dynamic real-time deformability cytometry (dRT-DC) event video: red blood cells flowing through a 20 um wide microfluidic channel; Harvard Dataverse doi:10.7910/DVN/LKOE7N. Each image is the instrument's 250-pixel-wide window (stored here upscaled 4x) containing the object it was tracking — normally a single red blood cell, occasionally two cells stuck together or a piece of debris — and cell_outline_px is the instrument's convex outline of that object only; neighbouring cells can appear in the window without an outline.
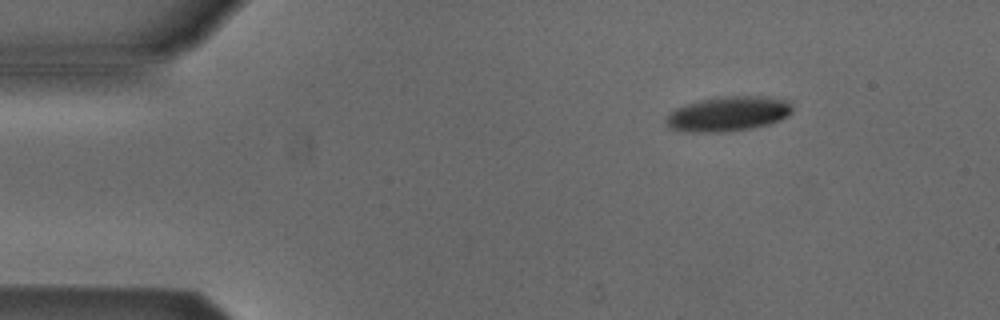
{"species": "Egyptian fruit bat (a non-hibernating species)", "species_latin": "Rousettus aegyptiacus", "temperature_condition": "cold", "stored_images_in_passage": 3, "camera_frame_rate_fps": 3000, "um_per_image_px": 0.085, "animal": {"sex": "male"}, "frame": {"image": 1, "passage_image": 1, "time_ms": 0.0, "image_size_px": [1000, 320], "cell_outline_px": [[792, 112], [788, 116], [780, 120], [768, 124], [752, 128], [724, 132], [684, 132], [668, 128], [664, 124], [664, 120], [668, 112], [684, 104], [700, 100], [724, 96], [768, 96], [788, 100], [792, 108]], "centroid_in_image_um": [61.84, 9.68], "position_along_channel_um": 23.2, "area_um2": 26.07}}
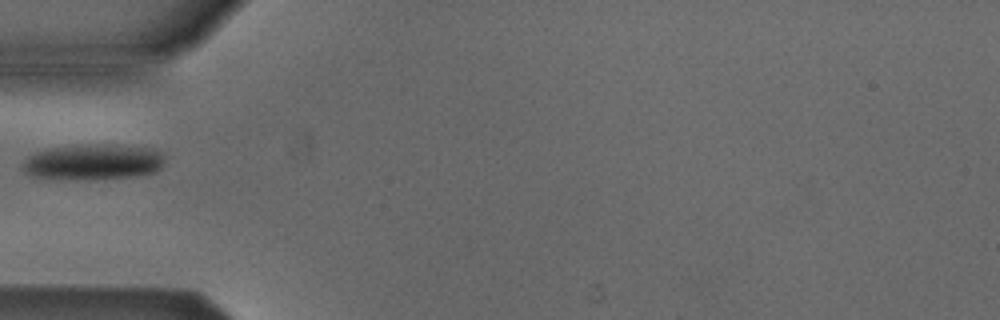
{"frame": {"image": 2, "passage_image": 3, "time_ms": 3.333, "image_size_px": [1000, 320], "cell_outline_px": [[164, 160], [160, 168], [156, 172], [136, 176], [32, 176], [24, 172], [20, 164], [28, 156], [36, 152], [52, 148], [88, 144], [116, 144], [148, 148], [160, 152], [164, 156]], "centroid_in_image_um": [7.95, 13.7], "position_along_channel_um": 77.0, "area_um2": 28.15}}